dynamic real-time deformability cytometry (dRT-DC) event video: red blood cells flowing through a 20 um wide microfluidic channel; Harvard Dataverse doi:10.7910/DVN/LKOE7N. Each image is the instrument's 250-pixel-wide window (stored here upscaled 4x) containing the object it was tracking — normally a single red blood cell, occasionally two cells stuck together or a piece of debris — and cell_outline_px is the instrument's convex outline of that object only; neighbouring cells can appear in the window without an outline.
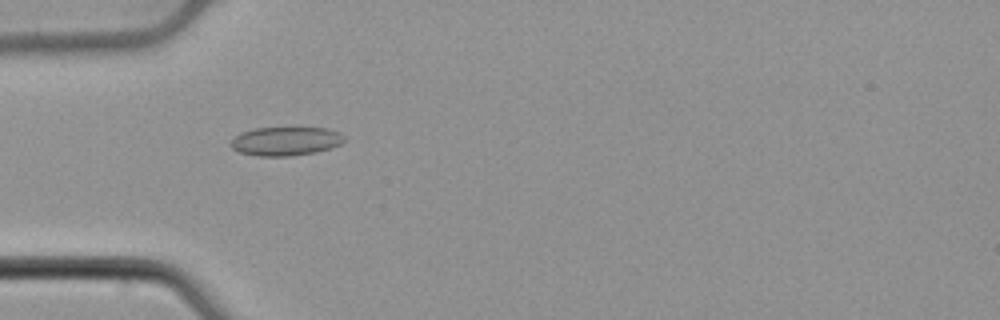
{"species": "common noctule bat (a hibernating species)", "species_latin": "Nyctalus noctula", "temperature_condition": "cold", "stored_images_in_passage": 54, "camera_frame_rate_fps": 3000, "um_per_image_px": 0.085, "animal": {"sex": "male", "body_mass_g": 21.5, "forearm_length_mm": 52.0}, "frame": {"image": 1, "passage_image": 17, "time_ms": 5.333, "image_size_px": [1000, 320], "cell_outline_px": [[344, 140], [340, 144], [332, 148], [316, 152], [288, 156], [256, 156], [240, 152], [232, 148], [232, 140], [240, 132], [252, 128], [328, 128], [340, 132], [344, 136]], "centroid_in_image_um": [24.3, 12.0], "position_along_channel_um": 60.7, "area_um2": 19.02}}
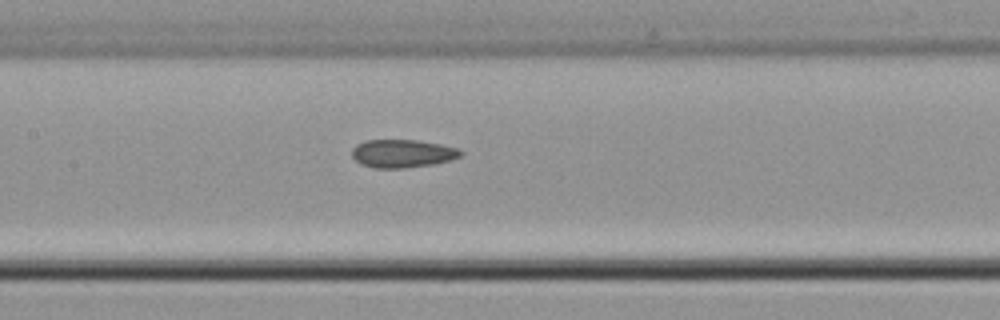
{"frame": {"image": 2, "passage_image": 26, "time_ms": 8.333, "image_size_px": [1000, 320], "cell_outline_px": [[464, 152], [460, 156], [452, 160], [432, 164], [404, 168], [372, 168], [360, 164], [352, 156], [352, 148], [356, 144], [364, 140], [416, 140], [440, 144], [456, 148]], "centroid_in_image_um": [34.18, 13.05], "position_along_channel_um": 173.2, "area_um2": 17.86}}
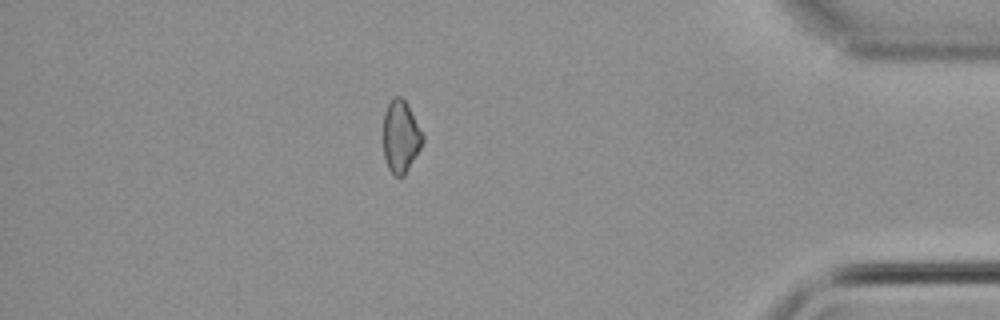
{"frame": {"image": 3, "passage_image": 47, "time_ms": 15.333, "image_size_px": [1000, 320], "cell_outline_px": [[424, 140], [420, 148], [404, 176], [396, 176], [388, 168], [384, 156], [384, 112], [392, 96], [400, 96], [408, 104], [424, 136]], "centroid_in_image_um": [34.06, 11.58], "position_along_channel_um": 401.1, "area_um2": 16.47}, "authors_computed_cell_mechanics": {"area_um2": 17.918, "velocity_mm_per_s": 3.8423, "shape_relaxation_time_tau1_ms": null, "shape_relaxation_time_tau2_ms": 6.3598, "deformation_change_tau1": null, "deformation_change_tau2": 0.1133}}